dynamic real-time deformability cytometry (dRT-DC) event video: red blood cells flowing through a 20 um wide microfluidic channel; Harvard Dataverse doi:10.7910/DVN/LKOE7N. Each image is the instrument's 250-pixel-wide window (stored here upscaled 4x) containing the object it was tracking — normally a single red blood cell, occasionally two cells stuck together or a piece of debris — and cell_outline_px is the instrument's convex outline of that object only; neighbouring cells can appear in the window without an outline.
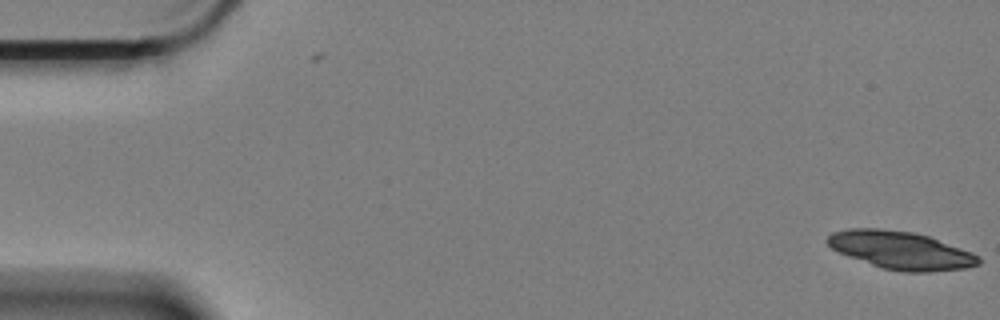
{"species": "Egyptian fruit bat (a non-hibernating species)", "species_latin": "Rousettus aegyptiacus", "temperature_condition": "cold", "stored_images_in_passage": 3, "camera_frame_rate_fps": 3000, "um_per_image_px": 0.085, "animal": {"sex": "female"}, "frame": {"image": 1, "passage_image": 3, "time_ms": 0.667, "image_size_px": [1000, 320], "cell_outline_px": [[980, 264], [964, 268], [928, 272], [904, 272], [884, 268], [848, 256], [832, 248], [828, 244], [828, 236], [832, 232], [848, 228], [880, 228], [912, 232], [928, 236], [972, 252], [980, 256]], "centroid_in_image_um": [76.58, 21.26], "position_along_channel_um": 8.4, "area_um2": 33.0}}